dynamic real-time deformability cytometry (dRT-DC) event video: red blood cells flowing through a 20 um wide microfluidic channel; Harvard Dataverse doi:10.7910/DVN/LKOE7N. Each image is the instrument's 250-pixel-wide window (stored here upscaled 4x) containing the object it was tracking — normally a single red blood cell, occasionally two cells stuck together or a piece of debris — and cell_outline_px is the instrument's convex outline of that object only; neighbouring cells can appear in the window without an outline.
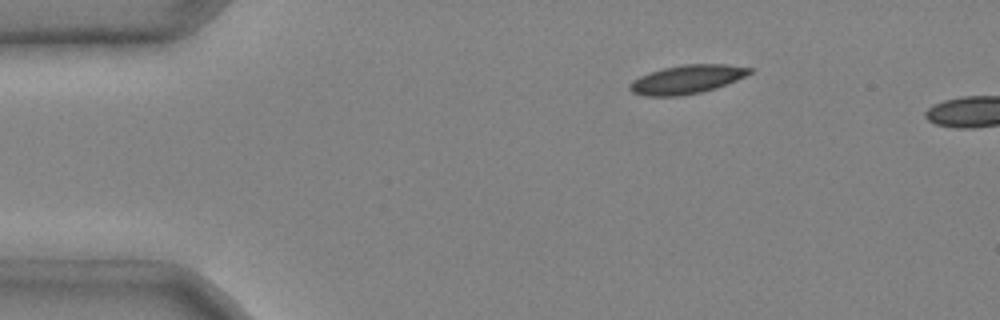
{"species": "common noctule bat (a hibernating species)", "species_latin": "Nyctalus noctula", "temperature_condition": "cold", "stored_images_in_passage": 2, "camera_frame_rate_fps": 3000, "um_per_image_px": 0.085, "animal": {"sex": "male", "body_mass_g": 20.4}, "frame": {"image": 1, "passage_image": 1, "time_ms": 0.0, "image_size_px": [1000, 320], "cell_outline_px": [[752, 72], [736, 80], [716, 88], [700, 92], [680, 96], [644, 96], [632, 92], [628, 88], [628, 84], [632, 80], [640, 76], [664, 68], [684, 64], [724, 64], [752, 68]], "centroid_in_image_um": [58.35, 6.75], "position_along_channel_um": 26.6, "area_um2": 19.88}}